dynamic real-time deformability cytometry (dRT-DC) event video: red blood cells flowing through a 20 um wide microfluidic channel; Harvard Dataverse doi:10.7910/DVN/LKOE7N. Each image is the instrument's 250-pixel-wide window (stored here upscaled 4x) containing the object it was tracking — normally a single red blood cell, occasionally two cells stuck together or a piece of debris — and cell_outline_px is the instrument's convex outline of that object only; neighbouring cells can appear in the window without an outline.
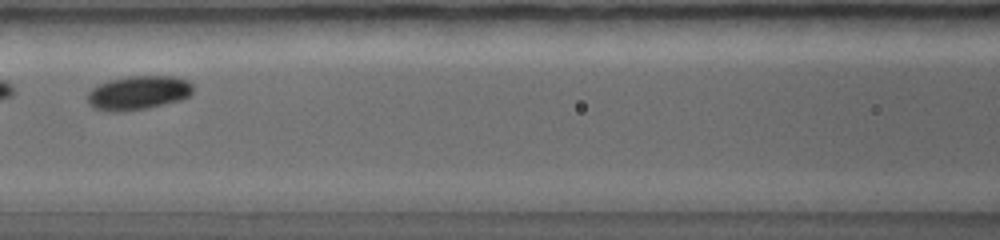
{"species": "common noctule bat (a hibernating species)", "species_latin": "Nyctalus noctula", "temperature_condition": "warm", "stored_images_in_passage": 8, "camera_frame_rate_fps": 5000, "um_per_image_px": 0.085, "animal": {"sex": "female", "body_mass_g": 19.0, "forearm_length_mm": 56.7}, "frame": {"image": 1, "passage_image": 5, "time_ms": 2.6, "image_size_px": [1000, 240], "cell_outline_px": [[192, 92], [188, 96], [180, 100], [148, 108], [124, 112], [108, 112], [96, 108], [88, 104], [88, 92], [92, 88], [108, 80], [128, 76], [172, 76], [188, 80], [192, 84]], "centroid_in_image_um": [11.74, 7.89], "position_along_channel_um": 154.9, "area_um2": 20.98}}
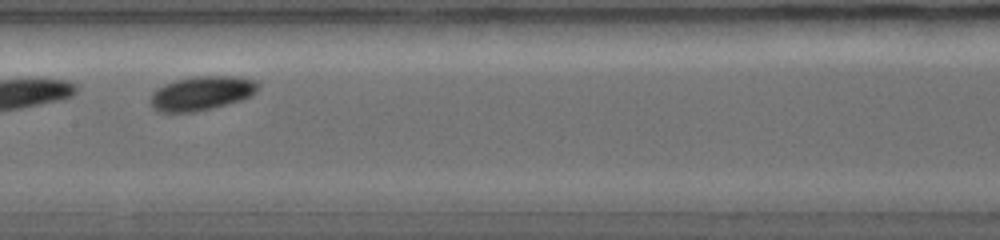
{"frame": {"image": 2, "passage_image": 6, "time_ms": 3.2, "image_size_px": [1000, 240], "cell_outline_px": [[260, 88], [252, 96], [228, 104], [196, 112], [160, 112], [152, 108], [152, 92], [156, 88], [164, 84], [176, 80], [192, 76], [232, 76], [256, 80], [260, 84]], "centroid_in_image_um": [17.17, 7.92], "position_along_channel_um": 190.2, "area_um2": 21.56}}